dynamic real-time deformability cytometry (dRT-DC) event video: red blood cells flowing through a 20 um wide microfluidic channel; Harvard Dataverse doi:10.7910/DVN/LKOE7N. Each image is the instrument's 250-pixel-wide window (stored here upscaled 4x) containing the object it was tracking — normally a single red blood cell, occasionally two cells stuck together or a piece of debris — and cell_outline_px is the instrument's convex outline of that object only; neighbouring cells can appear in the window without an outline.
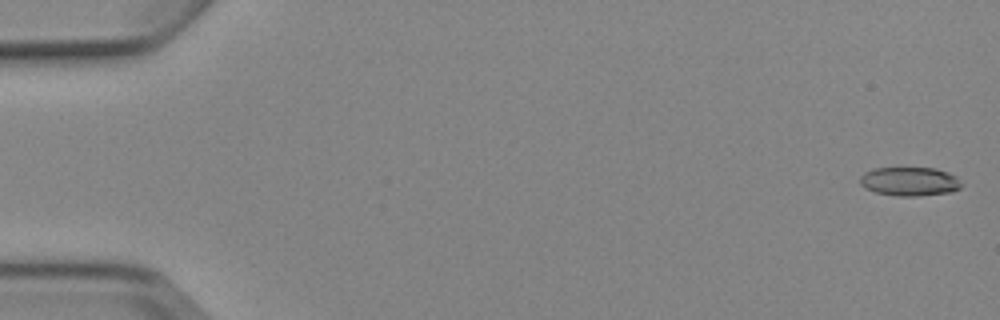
{"species": "Egyptian fruit bat (a non-hibernating species)", "species_latin": "Rousettus aegyptiacus", "temperature_condition": "cold", "stored_images_in_passage": 5, "camera_frame_rate_fps": 3000, "um_per_image_px": 0.085, "animal": {"sex": "female"}, "frame": {"image": 1, "passage_image": 1, "time_ms": 0.0, "image_size_px": [1000, 320], "cell_outline_px": [[964, 184], [960, 188], [952, 192], [920, 196], [896, 196], [876, 192], [864, 188], [860, 184], [860, 176], [864, 172], [872, 168], [936, 168], [948, 172], [956, 176]], "centroid_in_image_um": [77.34, 15.42], "position_along_channel_um": 7.7, "area_um2": 17.34}}
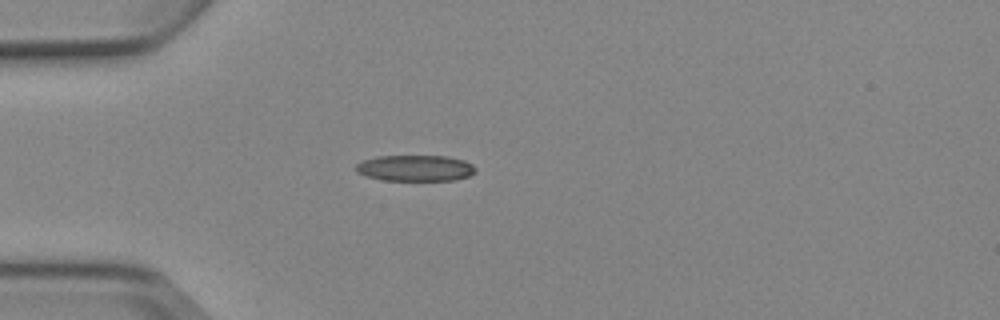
{"frame": {"image": 2, "passage_image": 5, "time_ms": 4.667, "image_size_px": [1000, 320], "cell_outline_px": [[476, 172], [468, 176], [456, 180], [384, 180], [368, 176], [356, 172], [356, 164], [364, 160], [376, 156], [448, 156], [464, 160], [472, 164], [476, 168]], "centroid_in_image_um": [35.33, 14.28], "position_along_channel_um": 49.7, "area_um2": 18.15}}